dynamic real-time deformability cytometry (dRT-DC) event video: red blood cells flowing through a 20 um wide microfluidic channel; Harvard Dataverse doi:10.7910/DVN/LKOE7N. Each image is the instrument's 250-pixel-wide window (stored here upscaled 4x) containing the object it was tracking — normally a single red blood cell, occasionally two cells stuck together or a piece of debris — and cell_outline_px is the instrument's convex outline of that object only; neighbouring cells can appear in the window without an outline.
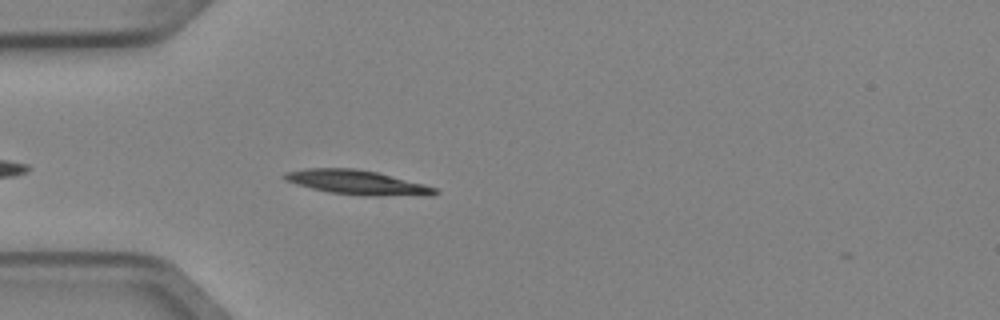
{"species": "Egyptian fruit bat (a non-hibernating species)", "species_latin": "Rousettus aegyptiacus", "temperature_condition": "cold", "stored_images_in_passage": 4, "camera_frame_rate_fps": 3000, "um_per_image_px": 0.085, "animal": {"sex": "female"}, "frame": {"image": 1, "passage_image": 4, "time_ms": 1.0, "image_size_px": [1000, 320], "cell_outline_px": [[440, 192], [432, 196], [428, 196], [332, 192], [312, 188], [296, 184], [284, 180], [280, 176], [284, 172], [308, 168], [352, 168], [376, 172], [424, 184], [436, 188]], "centroid_in_image_um": [30.31, 15.47], "position_along_channel_um": 54.7, "area_um2": 20.58}}